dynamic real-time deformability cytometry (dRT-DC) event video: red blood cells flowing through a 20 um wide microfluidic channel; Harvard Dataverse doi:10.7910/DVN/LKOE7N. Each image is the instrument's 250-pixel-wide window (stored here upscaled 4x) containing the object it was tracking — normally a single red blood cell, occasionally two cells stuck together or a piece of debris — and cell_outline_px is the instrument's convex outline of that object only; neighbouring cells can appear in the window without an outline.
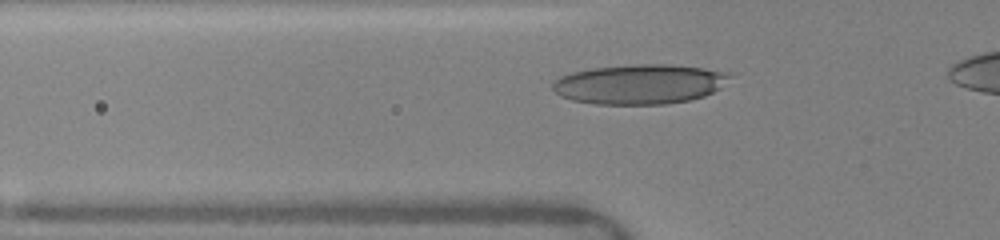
{"species": "human", "species_latin": "Homo sapiens", "temperature_condition": "warm", "stored_images_in_passage": 27, "camera_frame_rate_fps": 3000, "um_per_image_px": 0.085, "donor": {"sex": "female"}, "frame": {"image": 1, "passage_image": 2, "time_ms": 0.333, "image_size_px": [1000, 240], "cell_outline_px": [[736, 72], [720, 88], [704, 96], [692, 100], [664, 104], [596, 104], [572, 100], [560, 96], [552, 88], [552, 84], [560, 76], [572, 72], [592, 68], [632, 64], [672, 64]], "centroid_in_image_um": [54.42, 7.14], "position_along_channel_um": 71.4, "area_um2": 41.44}}
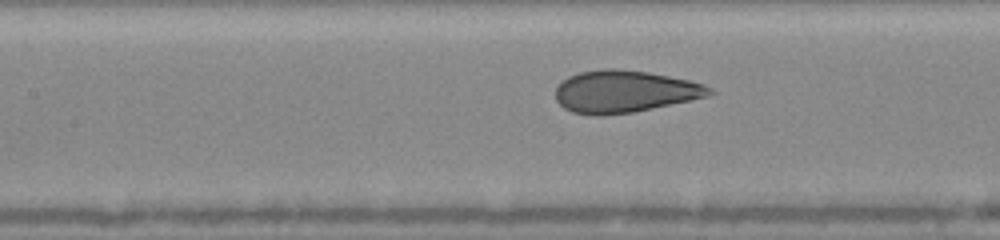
{"frame": {"image": 2, "passage_image": 8, "time_ms": 2.333, "image_size_px": [1000, 240], "cell_outline_px": [[716, 92], [708, 96], [632, 112], [604, 116], [592, 116], [572, 112], [564, 108], [556, 100], [556, 88], [568, 76], [580, 72], [604, 68], [612, 68], [648, 72], [688, 80], [704, 84], [712, 88]], "centroid_in_image_um": [53.06, 7.78], "position_along_channel_um": 154.3, "area_um2": 37.69}}
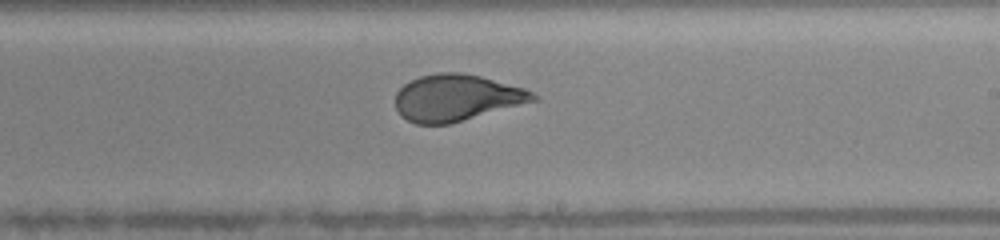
{"frame": {"image": 3, "passage_image": 16, "time_ms": 4.667, "image_size_px": [1000, 240], "cell_outline_px": [[540, 100], [448, 124], [416, 124], [400, 116], [396, 108], [396, 92], [404, 84], [420, 76], [440, 72], [460, 72], [480, 76], [524, 88], [532, 92]], "centroid_in_image_um": [38.8, 8.31], "position_along_channel_um": 250.2, "area_um2": 37.28}}